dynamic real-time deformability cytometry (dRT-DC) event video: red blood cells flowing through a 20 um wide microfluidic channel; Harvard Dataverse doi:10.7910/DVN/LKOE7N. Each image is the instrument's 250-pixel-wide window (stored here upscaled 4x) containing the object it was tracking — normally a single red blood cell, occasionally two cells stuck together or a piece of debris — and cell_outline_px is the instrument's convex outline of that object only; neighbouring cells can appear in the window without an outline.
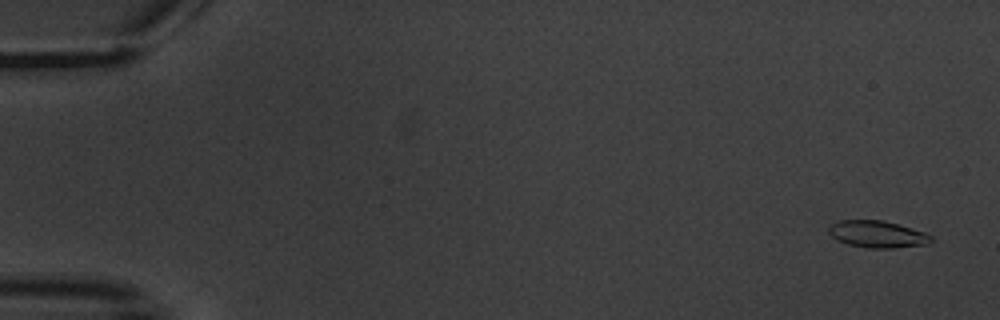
{"species": "common noctule bat (a hibernating species)", "species_latin": "Nyctalus noctula", "temperature_condition": "warm", "stored_images_in_passage": 4, "camera_frame_rate_fps": 3000, "um_per_image_px": 0.085, "animal": {"sex": "male", "body_mass_g": 20.1, "forearm_length_mm": 53.5}, "frame": {"image": 1, "passage_image": 1, "time_ms": 0.0, "image_size_px": [1000, 320], "cell_outline_px": [[932, 240], [928, 244], [892, 248], [868, 248], [848, 244], [832, 236], [828, 232], [828, 228], [832, 224], [840, 220], [884, 220], [924, 232], [932, 236]], "centroid_in_image_um": [74.59, 19.9], "position_along_channel_um": 10.4, "area_um2": 15.9}}